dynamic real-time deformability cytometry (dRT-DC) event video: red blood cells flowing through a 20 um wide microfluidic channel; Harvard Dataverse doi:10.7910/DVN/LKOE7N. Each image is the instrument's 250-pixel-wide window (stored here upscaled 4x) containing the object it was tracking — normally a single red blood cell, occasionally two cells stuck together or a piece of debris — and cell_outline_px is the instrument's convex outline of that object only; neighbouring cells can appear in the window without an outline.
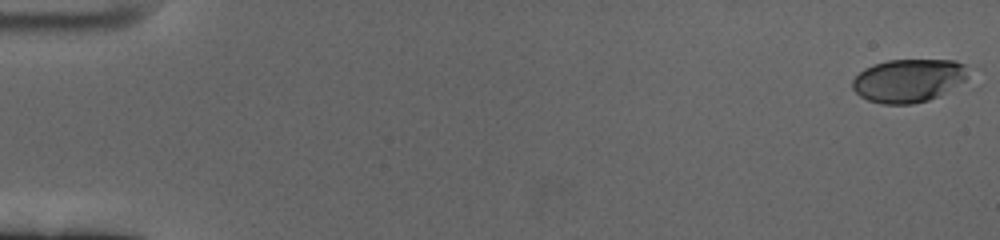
{"species": "human", "species_latin": "Homo sapiens", "temperature_condition": "cold", "stored_images_in_passage": 61, "camera_frame_rate_fps": 3000, "um_per_image_px": 0.085, "donor": {"sex": "female"}, "frame": {"image": 1, "passage_image": 1, "time_ms": 0.0, "image_size_px": [1000, 240], "cell_outline_px": [[964, 80], [940, 96], [928, 100], [912, 104], [884, 104], [868, 100], [860, 96], [852, 88], [852, 80], [864, 68], [872, 64], [888, 60], [956, 60], [964, 64]], "centroid_in_image_um": [77.16, 6.85], "position_along_channel_um": 7.8, "area_um2": 28.9}}
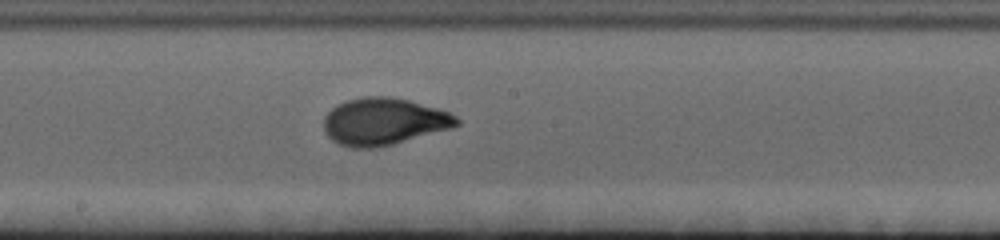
{"frame": {"image": 2, "passage_image": 34, "time_ms": 11.0, "image_size_px": [1000, 240], "cell_outline_px": [[460, 124], [452, 128], [392, 144], [376, 148], [352, 148], [340, 144], [332, 140], [324, 132], [324, 116], [336, 104], [344, 100], [364, 96], [388, 96], [408, 100], [436, 108], [448, 112], [456, 116], [460, 120]], "centroid_in_image_um": [32.59, 10.32], "position_along_channel_um": 215.6, "area_um2": 36.53}}
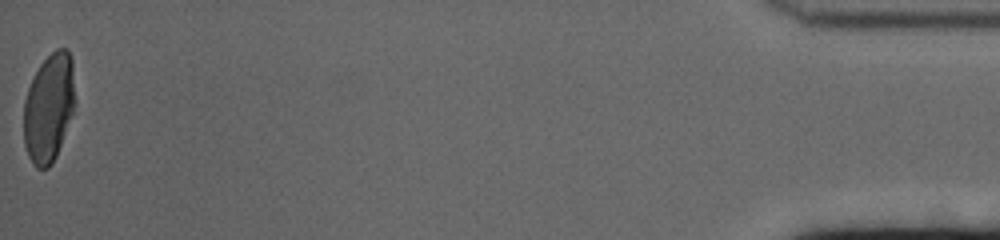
{"frame": {"image": 3, "passage_image": 61, "time_ms": 20.0, "image_size_px": [1000, 240], "cell_outline_px": [[72, 112], [56, 156], [52, 164], [48, 168], [36, 168], [32, 164], [28, 156], [24, 144], [24, 100], [28, 88], [40, 64], [56, 48], [68, 48], [72, 60]], "centroid_in_image_um": [4.1, 9.18], "position_along_channel_um": 431.1, "area_um2": 31.73}, "authors_computed_cell_mechanics": {"area_um2": 33.9864, "velocity_mm_per_s": 3.3895, "shape_relaxation_time_tau1_ms": 3.7406, "shape_relaxation_time_tau2_ms": null, "deformation_change_tau1": 0.1768, "deformation_change_tau2": null}}